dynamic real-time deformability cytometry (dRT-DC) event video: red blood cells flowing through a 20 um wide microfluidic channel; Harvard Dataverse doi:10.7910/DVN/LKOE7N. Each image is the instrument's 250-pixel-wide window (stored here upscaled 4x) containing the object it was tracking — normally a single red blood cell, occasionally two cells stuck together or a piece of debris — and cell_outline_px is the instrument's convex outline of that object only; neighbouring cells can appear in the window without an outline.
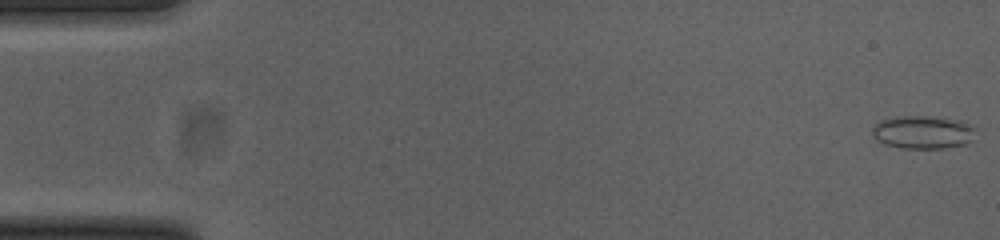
{"species": "common noctule bat (a hibernating species)", "species_latin": "Nyctalus noctula", "temperature_condition": "cold", "stored_images_in_passage": 15, "camera_frame_rate_fps": 3000, "um_per_image_px": 0.085, "animal": {"sex": "female", "body_mass_g": 23.0, "forearm_length_mm": 53.4}, "frame": {"image": 1, "passage_image": 1, "time_ms": 0.0, "image_size_px": [1000, 240], "cell_outline_px": [[976, 140], [968, 144], [944, 148], [900, 148], [876, 140], [872, 136], [872, 128], [880, 120], [896, 116], [928, 116], [964, 120], [972, 124], [976, 128]], "centroid_in_image_um": [78.54, 11.23], "position_along_channel_um": 6.5, "area_um2": 20.52}}
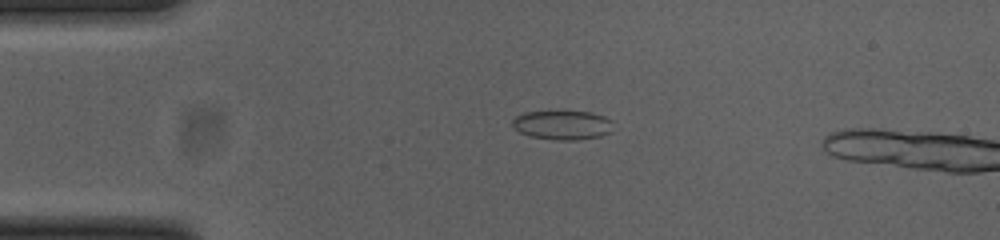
{"frame": {"image": 2, "passage_image": 12, "time_ms": 3.667, "image_size_px": [1000, 240], "cell_outline_px": [[612, 132], [600, 136], [576, 140], [560, 140], [528, 136], [512, 128], [512, 120], [516, 116], [524, 112], [592, 112], [604, 116], [612, 120]], "centroid_in_image_um": [47.81, 10.63], "position_along_channel_um": 37.2, "area_um2": 17.17}}